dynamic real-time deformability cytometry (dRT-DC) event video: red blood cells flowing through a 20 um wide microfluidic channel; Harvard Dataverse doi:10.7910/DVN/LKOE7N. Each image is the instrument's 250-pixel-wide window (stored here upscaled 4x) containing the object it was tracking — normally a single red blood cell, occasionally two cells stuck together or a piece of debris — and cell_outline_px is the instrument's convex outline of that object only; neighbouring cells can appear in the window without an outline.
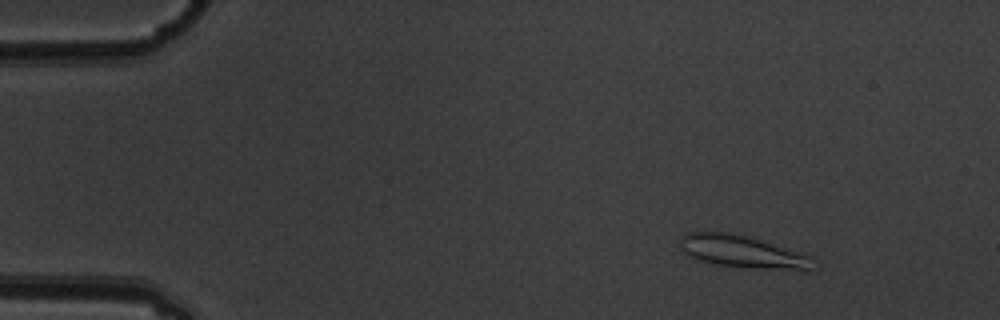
{"species": "common noctule bat (a hibernating species)", "species_latin": "Nyctalus noctula", "temperature_condition": "warm", "stored_images_in_passage": 11, "camera_frame_rate_fps": 3000, "um_per_image_px": 0.085, "animal": {"sex": "male", "body_mass_g": 19.5, "forearm_length_mm": 54.6}, "frame": {"image": 1, "passage_image": 2, "time_ms": 0.333, "image_size_px": [1000, 320], "cell_outline_px": [[812, 256], [808, 272], [804, 272], [756, 268], [716, 264], [700, 260], [688, 256], [680, 248], [680, 236], [688, 232], [732, 232], [748, 236]], "centroid_in_image_um": [63.1, 21.4], "position_along_channel_um": 21.9, "area_um2": 25.14}}
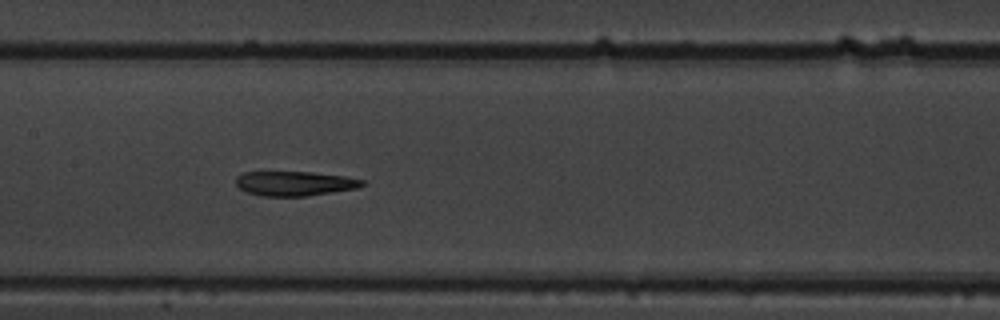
{"frame": {"image": 2, "passage_image": 8, "time_ms": 2.333, "image_size_px": [1000, 320], "cell_outline_px": [[364, 184], [356, 188], [308, 196], [260, 196], [248, 192], [240, 188], [236, 184], [236, 176], [244, 172], [312, 172], [348, 176], [364, 180]], "centroid_in_image_um": [25.05, 15.59], "position_along_channel_um": 182.3, "area_um2": 18.09}}
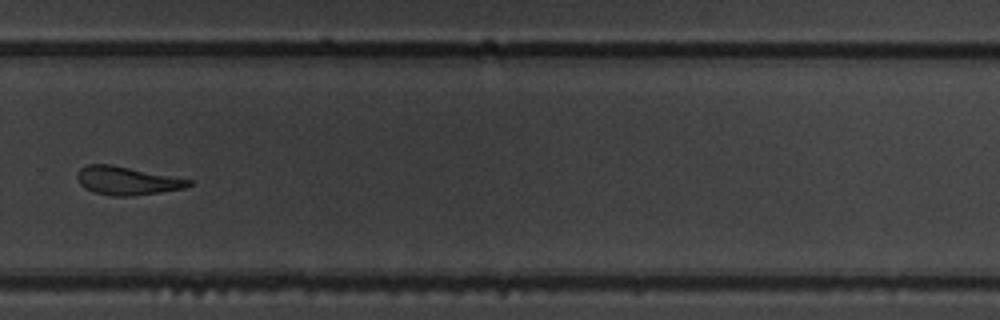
{"frame": {"image": 3, "passage_image": 11, "time_ms": 3.333, "image_size_px": [1000, 320], "cell_outline_px": [[192, 184], [184, 188], [160, 192], [132, 196], [112, 196], [92, 192], [84, 188], [80, 184], [76, 176], [80, 168], [88, 164], [112, 164], [192, 180]], "centroid_in_image_um": [10.76, 15.36], "position_along_channel_um": 319.0, "area_um2": 18.44}}